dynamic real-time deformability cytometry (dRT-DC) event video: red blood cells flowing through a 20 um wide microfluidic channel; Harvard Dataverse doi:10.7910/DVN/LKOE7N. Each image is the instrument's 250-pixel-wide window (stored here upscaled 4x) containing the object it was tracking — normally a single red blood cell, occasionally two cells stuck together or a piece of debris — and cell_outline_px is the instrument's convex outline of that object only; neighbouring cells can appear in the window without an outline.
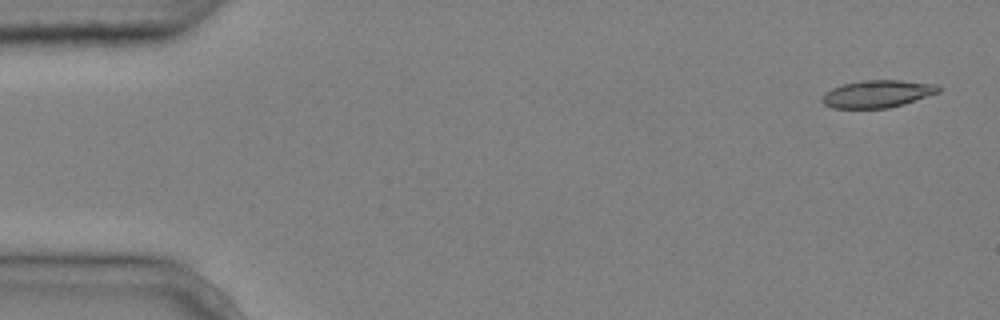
{"species": "common noctule bat (a hibernating species)", "species_latin": "Nyctalus noctula", "temperature_condition": "cold", "stored_images_in_passage": 5, "camera_frame_rate_fps": 3000, "um_per_image_px": 0.085, "animal": {"sex": "male", "body_mass_g": 20.4}, "frame": {"image": 1, "passage_image": 1, "time_ms": 0.0, "image_size_px": [1000, 320], "cell_outline_px": [[940, 92], [904, 104], [888, 108], [832, 108], [824, 104], [820, 100], [824, 92], [832, 88], [844, 84], [860, 80], [900, 80], [936, 84], [940, 88]], "centroid_in_image_um": [74.56, 7.98], "position_along_channel_um": 10.4, "area_um2": 18.67}}
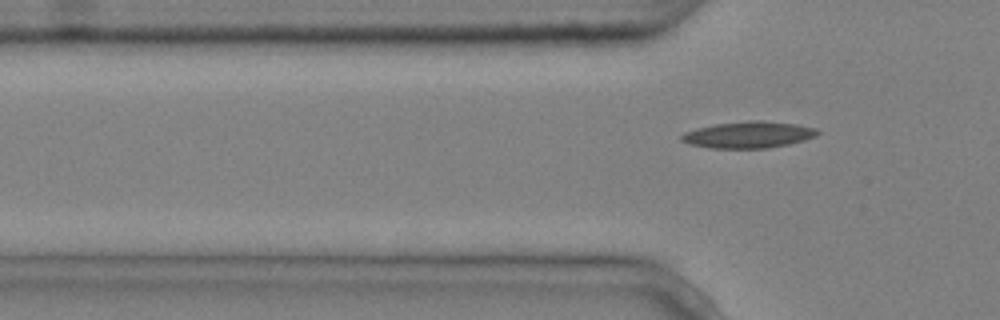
{"frame": {"image": 2, "passage_image": 5, "time_ms": 1.333, "image_size_px": [1000, 320], "cell_outline_px": [[820, 132], [816, 136], [804, 140], [788, 144], [768, 148], [708, 148], [688, 144], [680, 140], [680, 136], [684, 132], [696, 128], [716, 124], [748, 120], [764, 120], [796, 124], [816, 128]], "centroid_in_image_um": [63.6, 11.45], "position_along_channel_um": 62.2, "area_um2": 21.21}}